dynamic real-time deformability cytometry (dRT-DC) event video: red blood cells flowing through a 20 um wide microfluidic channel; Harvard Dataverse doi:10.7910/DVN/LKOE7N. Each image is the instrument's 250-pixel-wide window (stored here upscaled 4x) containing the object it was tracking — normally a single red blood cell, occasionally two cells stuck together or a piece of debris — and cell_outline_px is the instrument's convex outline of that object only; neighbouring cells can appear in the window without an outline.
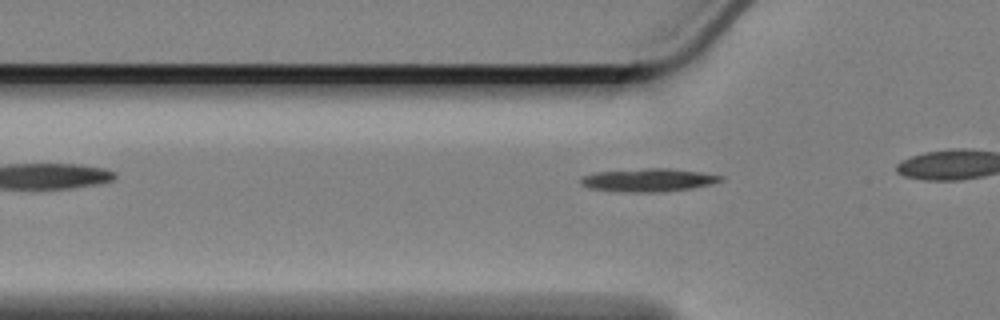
{"species": "Egyptian fruit bat (a non-hibernating species)", "species_latin": "Rousettus aegyptiacus", "temperature_condition": "cold", "stored_images_in_passage": 30, "camera_frame_rate_fps": 3000, "um_per_image_px": 0.085, "animal": {"sex": "female"}, "frame": {"image": 1, "passage_image": 2, "time_ms": 0.333, "image_size_px": [1000, 320], "cell_outline_px": [[724, 180], [712, 184], [692, 188], [664, 192], [624, 192], [588, 188], [580, 184], [580, 180], [584, 176], [596, 172], [644, 168], [668, 168], [700, 172], [724, 176]], "centroid_in_image_um": [55.13, 15.31], "position_along_channel_um": 70.7, "area_um2": 18.96}}
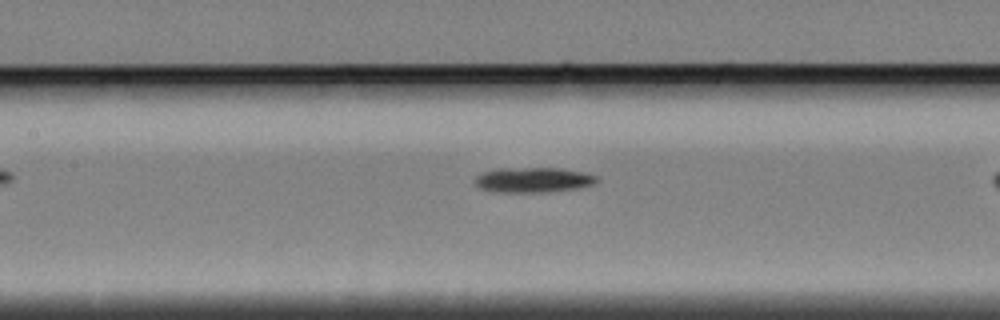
{"frame": {"image": 2, "passage_image": 10, "time_ms": 3.0, "image_size_px": [1000, 320], "cell_outline_px": [[600, 180], [592, 184], [576, 188], [544, 192], [500, 192], [480, 188], [476, 184], [476, 176], [484, 172], [500, 168], [560, 168], [580, 172], [596, 176]], "centroid_in_image_um": [45.32, 15.29], "position_along_channel_um": 162.1, "area_um2": 17.46}}
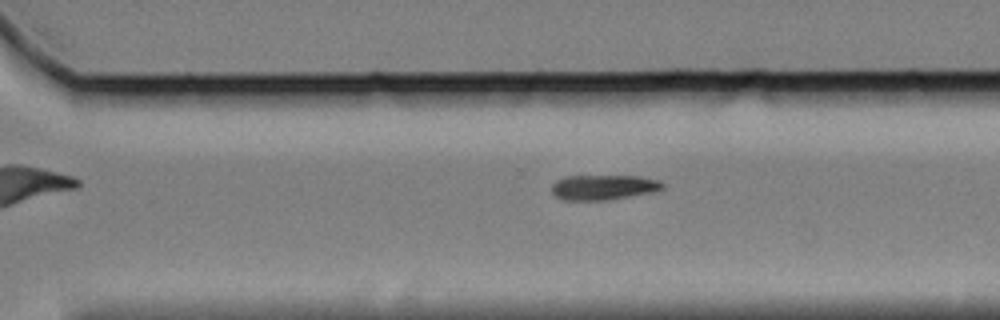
{"frame": {"image": 3, "passage_image": 24, "time_ms": 7.667, "image_size_px": [1000, 320], "cell_outline_px": [[664, 188], [652, 192], [608, 200], [560, 200], [552, 192], [552, 184], [556, 180], [564, 176], [640, 176], [660, 180], [664, 184]], "centroid_in_image_um": [51.28, 15.91], "position_along_channel_um": 319.3, "area_um2": 16.3}}